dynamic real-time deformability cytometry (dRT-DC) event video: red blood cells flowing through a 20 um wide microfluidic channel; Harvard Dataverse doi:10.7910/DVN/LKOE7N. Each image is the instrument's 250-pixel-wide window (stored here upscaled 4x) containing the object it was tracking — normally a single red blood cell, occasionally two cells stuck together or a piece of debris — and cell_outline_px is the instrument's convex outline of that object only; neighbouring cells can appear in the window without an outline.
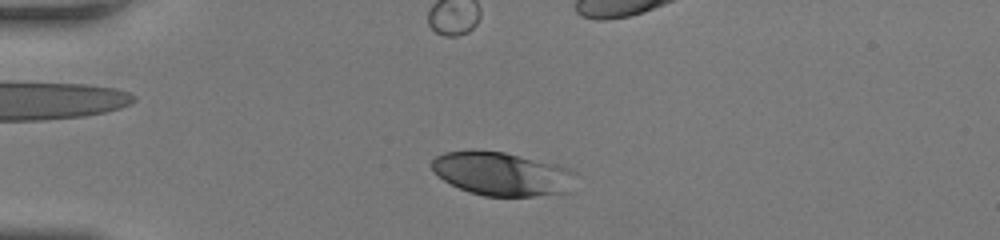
{"species": "human", "species_latin": "Homo sapiens", "temperature_condition": "room temperature", "stored_images_in_passage": 36, "camera_frame_rate_fps": 3000, "um_per_image_px": 0.085, "donor": {"sex": "female"}, "frame": {"image": 1, "passage_image": 6, "time_ms": 1.667, "image_size_px": [1000, 240], "cell_outline_px": [[576, 172], [572, 192], [532, 196], [484, 196], [468, 192], [444, 180], [432, 168], [432, 160], [436, 156], [444, 152], [472, 148], [504, 152], [556, 164], [568, 168]], "centroid_in_image_um": [42.69, 14.76], "position_along_channel_um": 42.3, "area_um2": 36.99}}